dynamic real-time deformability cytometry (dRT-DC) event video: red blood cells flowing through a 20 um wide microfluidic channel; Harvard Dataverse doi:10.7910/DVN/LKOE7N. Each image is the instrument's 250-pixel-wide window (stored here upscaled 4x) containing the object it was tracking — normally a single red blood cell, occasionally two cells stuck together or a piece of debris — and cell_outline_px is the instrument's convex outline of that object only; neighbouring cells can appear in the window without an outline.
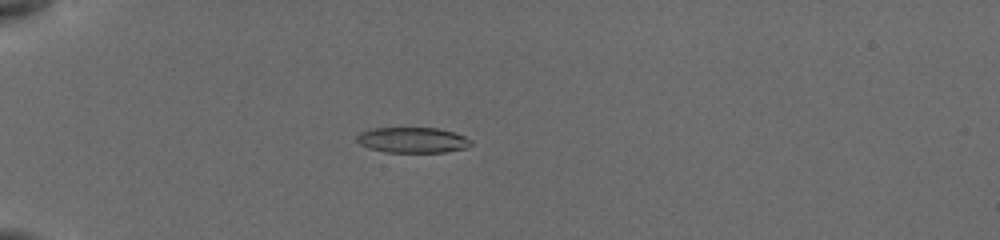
{"species": "common noctule bat (a hibernating species)", "species_latin": "Nyctalus noctula", "temperature_condition": "cold", "stored_images_in_passage": 50, "camera_frame_rate_fps": 3000, "um_per_image_px": 0.085, "animal": {"sex": "female", "body_mass_g": 19.5, "forearm_length_mm": 54.1}, "frame": {"image": 1, "passage_image": 13, "time_ms": 3.667, "image_size_px": [1000, 240], "cell_outline_px": [[472, 144], [464, 148], [444, 152], [384, 152], [368, 148], [360, 144], [356, 140], [356, 136], [360, 132], [368, 128], [440, 128], [464, 136], [472, 140]], "centroid_in_image_um": [35.02, 11.9], "position_along_channel_um": 50.0, "area_um2": 17.05}}
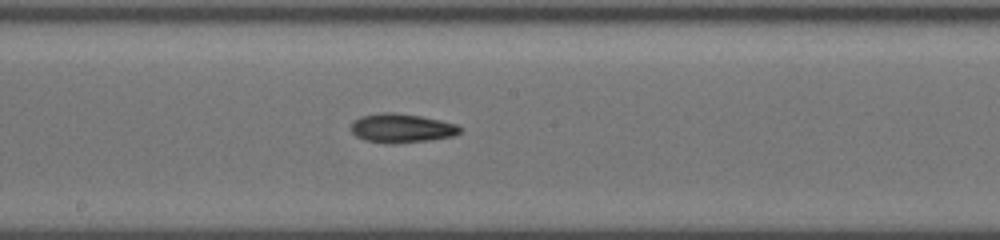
{"frame": {"image": 2, "passage_image": 27, "time_ms": 8.667, "image_size_px": [1000, 240], "cell_outline_px": [[464, 128], [460, 132], [452, 136], [432, 140], [392, 144], [364, 140], [356, 136], [348, 128], [360, 116], [380, 112], [392, 112], [420, 116], [440, 120], [456, 124]], "centroid_in_image_um": [34.13, 10.9], "position_along_channel_um": 214.1, "area_um2": 18.55}}
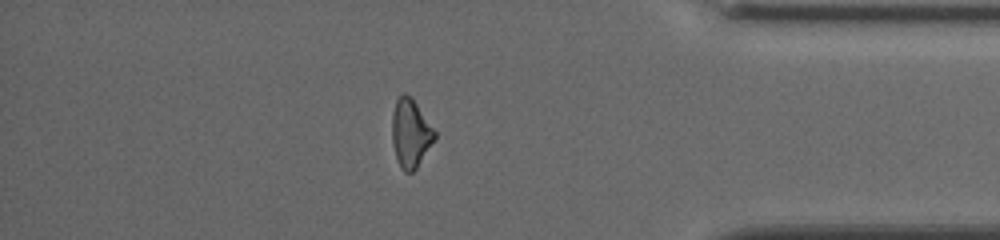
{"frame": {"image": 3, "passage_image": 43, "time_ms": 14.0, "image_size_px": [1000, 240], "cell_outline_px": [[436, 136], [416, 168], [412, 172], [404, 172], [400, 168], [396, 160], [392, 144], [392, 112], [396, 100], [404, 92], [412, 96], [436, 132]], "centroid_in_image_um": [34.87, 11.31], "position_along_channel_um": 400.3, "area_um2": 17.05}, "authors_computed_cell_mechanics": {"area_um2": 17.5134, "velocity_mm_per_s": 3.8987, "shape_relaxation_time_tau1_ms": 11.3614, "shape_relaxation_time_tau2_ms": 5.3183, "deformation_change_tau1": 0.2828, "deformation_change_tau2": 0.1218}}